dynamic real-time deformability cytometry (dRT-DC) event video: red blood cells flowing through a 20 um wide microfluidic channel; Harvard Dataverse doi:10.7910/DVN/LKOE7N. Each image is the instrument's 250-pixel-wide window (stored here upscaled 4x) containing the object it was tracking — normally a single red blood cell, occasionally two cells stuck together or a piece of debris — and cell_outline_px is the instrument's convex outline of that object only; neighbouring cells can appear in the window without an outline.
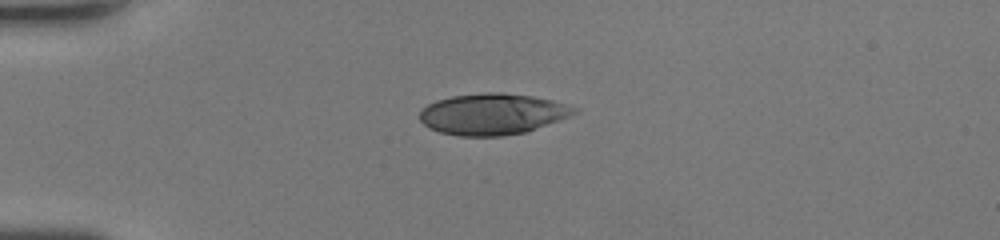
{"species": "human", "species_latin": "Homo sapiens", "temperature_condition": "room temperature", "stored_images_in_passage": 36, "camera_frame_rate_fps": 3000, "um_per_image_px": 0.085, "donor": {"sex": "female"}, "frame": {"image": 1, "passage_image": 1, "time_ms": 0.0, "image_size_px": [1000, 240], "cell_outline_px": [[580, 108], [576, 112], [568, 116], [528, 132], [504, 136], [460, 136], [440, 132], [428, 128], [420, 120], [420, 112], [428, 104], [436, 100], [452, 96], [484, 92], [500, 92], [532, 96], [552, 100]], "centroid_in_image_um": [41.86, 9.7], "position_along_channel_um": 43.1, "area_um2": 37.11}}
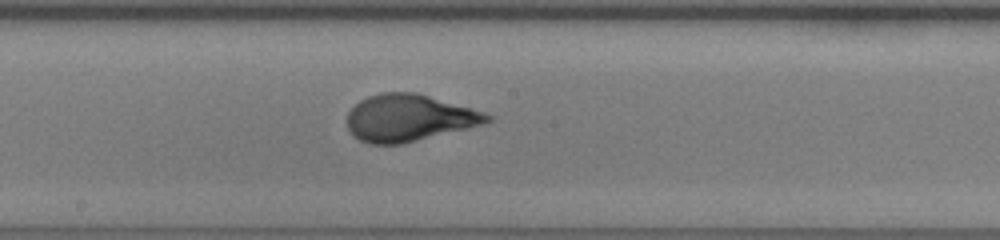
{"frame": {"image": 2, "passage_image": 15, "time_ms": 4.667, "image_size_px": [1000, 240], "cell_outline_px": [[492, 120], [484, 124], [468, 128], [400, 144], [368, 144], [360, 140], [348, 128], [348, 112], [360, 100], [368, 96], [380, 92], [416, 92], [484, 112], [492, 116]], "centroid_in_image_um": [34.76, 10.01], "position_along_channel_um": 213.4, "area_um2": 37.92}}
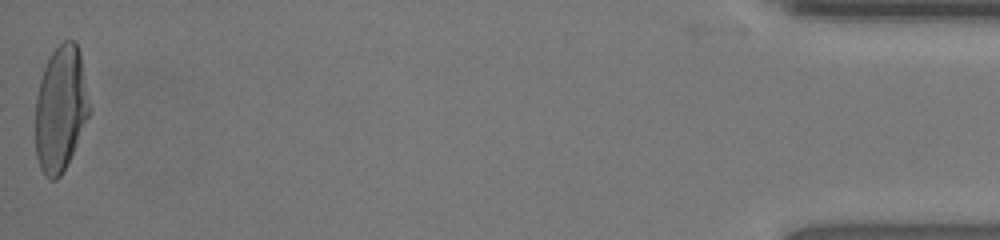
{"frame": {"image": 3, "passage_image": 36, "time_ms": 11.667, "image_size_px": [1000, 240], "cell_outline_px": [[92, 108], [68, 164], [60, 176], [56, 180], [52, 180], [44, 176], [40, 168], [36, 156], [36, 96], [40, 80], [44, 68], [52, 52], [64, 40], [72, 40], [76, 44], [80, 52]], "centroid_in_image_um": [5.17, 9.26], "position_along_channel_um": 430.0, "area_um2": 39.71}, "authors_computed_cell_mechanics": {"area_um2": 37.7434, "velocity_mm_per_s": 4.3923, "shape_relaxation_time_tau1_ms": 3.7457, "shape_relaxation_time_tau2_ms": null, "deformation_change_tau1": 0.2464, "deformation_change_tau2": null}}